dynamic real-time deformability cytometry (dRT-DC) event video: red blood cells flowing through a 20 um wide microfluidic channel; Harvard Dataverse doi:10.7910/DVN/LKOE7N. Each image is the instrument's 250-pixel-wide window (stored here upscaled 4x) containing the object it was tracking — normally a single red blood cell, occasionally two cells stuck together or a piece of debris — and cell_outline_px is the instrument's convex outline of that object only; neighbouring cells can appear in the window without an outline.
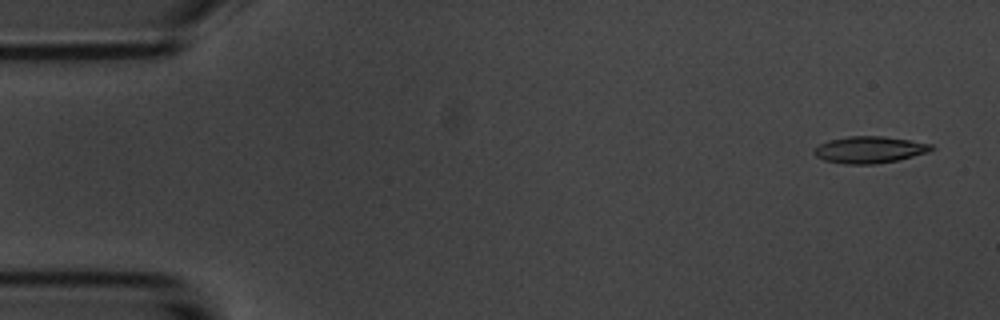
{"species": "common noctule bat (a hibernating species)", "species_latin": "Nyctalus noctula", "temperature_condition": "room temperature", "stored_images_in_passage": 4, "camera_frame_rate_fps": 3000, "um_per_image_px": 0.085, "animal": {"sex": "male", "body_mass_g": 20.1, "forearm_length_mm": 53.5}, "frame": {"image": 1, "passage_image": 1, "time_ms": 0.0, "image_size_px": [1000, 320], "cell_outline_px": [[936, 148], [928, 152], [896, 160], [876, 164], [844, 164], [824, 160], [816, 156], [812, 152], [812, 148], [828, 140], [848, 136], [884, 136], [932, 144]], "centroid_in_image_um": [73.87, 12.72], "position_along_channel_um": 11.1, "area_um2": 18.32}}
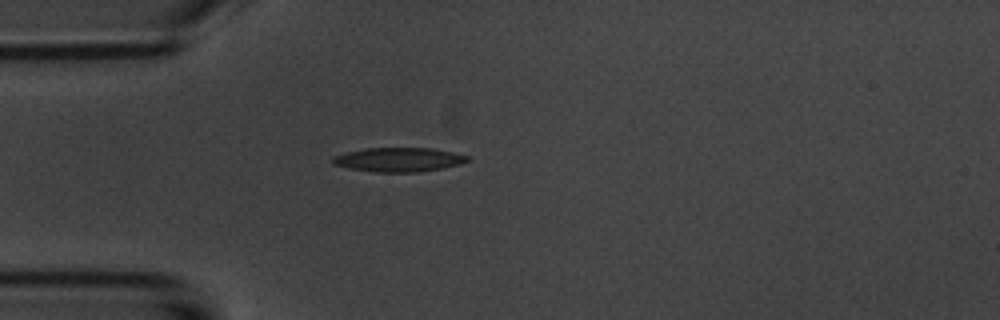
{"frame": {"image": 2, "passage_image": 4, "time_ms": 4.0, "image_size_px": [1000, 320], "cell_outline_px": [[468, 160], [460, 164], [440, 168], [416, 172], [376, 172], [348, 168], [332, 164], [332, 156], [348, 152], [368, 148], [432, 148], [452, 152], [468, 156]], "centroid_in_image_um": [33.85, 13.57], "position_along_channel_um": 51.2, "area_um2": 18.73}}